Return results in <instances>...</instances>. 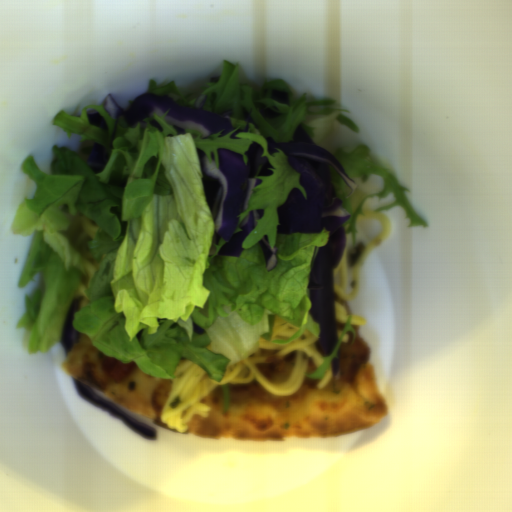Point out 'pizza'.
<instances>
[{"instance_id": "dd6c1bee", "label": "pizza", "mask_w": 512, "mask_h": 512, "mask_svg": "<svg viewBox=\"0 0 512 512\" xmlns=\"http://www.w3.org/2000/svg\"><path fill=\"white\" fill-rule=\"evenodd\" d=\"M77 335L61 364L64 372L170 432L238 441L334 438L375 427L388 412L373 365L366 359L354 373L352 383L341 382L337 350V357L330 360L331 379L323 388H317L323 378L306 375L298 389L286 396H275L253 380L249 384H229V407L224 412L223 386H218L201 400L210 408L207 417L192 416L185 431L173 430L161 423L173 378L146 375L136 365L122 382H117L103 371L107 355L87 335Z\"/></svg>"}, {"instance_id": "d2c48207", "label": "pizza", "mask_w": 512, "mask_h": 512, "mask_svg": "<svg viewBox=\"0 0 512 512\" xmlns=\"http://www.w3.org/2000/svg\"><path fill=\"white\" fill-rule=\"evenodd\" d=\"M279 350L263 349L261 353L266 356L265 362H258L255 367L268 380L274 383H283L291 378L296 365L297 352H290L287 356L278 357Z\"/></svg>"}, {"instance_id": "a15fb73a", "label": "pizza", "mask_w": 512, "mask_h": 512, "mask_svg": "<svg viewBox=\"0 0 512 512\" xmlns=\"http://www.w3.org/2000/svg\"><path fill=\"white\" fill-rule=\"evenodd\" d=\"M337 297V296H336ZM334 302H337L338 304H340L347 312L348 316H352L351 312H350V308H349V304H348V300H344L342 298H339L337 297L336 300ZM353 317V316H352Z\"/></svg>"}, {"instance_id": "a6f56289", "label": "pizza", "mask_w": 512, "mask_h": 512, "mask_svg": "<svg viewBox=\"0 0 512 512\" xmlns=\"http://www.w3.org/2000/svg\"><path fill=\"white\" fill-rule=\"evenodd\" d=\"M318 368L314 365V363L308 359V369L306 373H312L316 371Z\"/></svg>"}]
</instances>
